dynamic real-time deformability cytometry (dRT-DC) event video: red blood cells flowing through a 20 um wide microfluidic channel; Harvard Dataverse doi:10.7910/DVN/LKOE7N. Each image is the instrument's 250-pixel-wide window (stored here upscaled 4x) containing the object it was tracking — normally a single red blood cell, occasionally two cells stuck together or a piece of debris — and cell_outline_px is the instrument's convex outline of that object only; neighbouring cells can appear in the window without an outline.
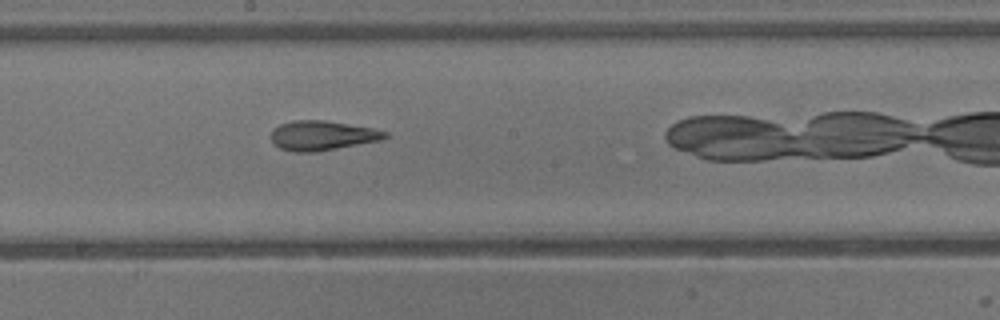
{"species": "common noctule bat (a hibernating species)", "species_latin": "Nyctalus noctula", "temperature_condition": "warm", "stored_images_in_passage": 25, "camera_frame_rate_fps": 3000, "um_per_image_px": 0.085, "animal": {"sex": "male", "body_mass_g": 13.3}, "frame": {"image": 1, "passage_image": 15, "time_ms": 4.667, "image_size_px": [1000, 320], "cell_outline_px": [[388, 136], [380, 140], [316, 152], [292, 152], [280, 148], [272, 144], [272, 132], [280, 124], [292, 120], [324, 120], [372, 128], [388, 132]], "centroid_in_image_um": [27.36, 11.52], "position_along_channel_um": 220.8, "area_um2": 19.54}}
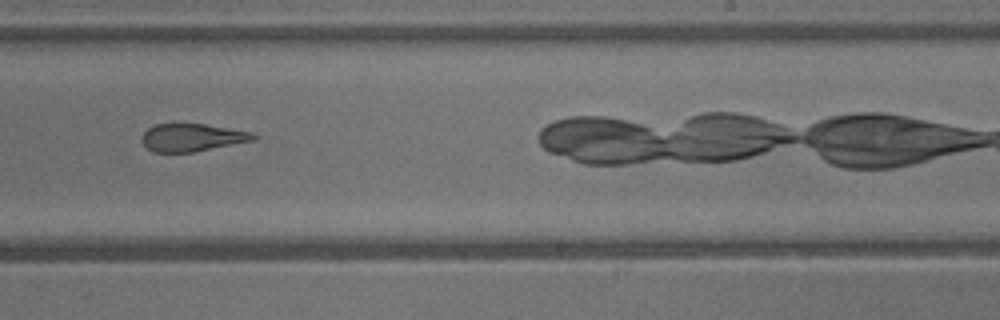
{"frame": {"image": 2, "passage_image": 18, "time_ms": 5.667, "image_size_px": [1000, 320], "cell_outline_px": [[256, 140], [196, 152], [152, 152], [140, 140], [144, 132], [148, 128], [156, 124], [204, 124], [252, 132], [256, 136]], "centroid_in_image_um": [16.33, 11.7], "position_along_channel_um": 272.7, "area_um2": 18.03}}